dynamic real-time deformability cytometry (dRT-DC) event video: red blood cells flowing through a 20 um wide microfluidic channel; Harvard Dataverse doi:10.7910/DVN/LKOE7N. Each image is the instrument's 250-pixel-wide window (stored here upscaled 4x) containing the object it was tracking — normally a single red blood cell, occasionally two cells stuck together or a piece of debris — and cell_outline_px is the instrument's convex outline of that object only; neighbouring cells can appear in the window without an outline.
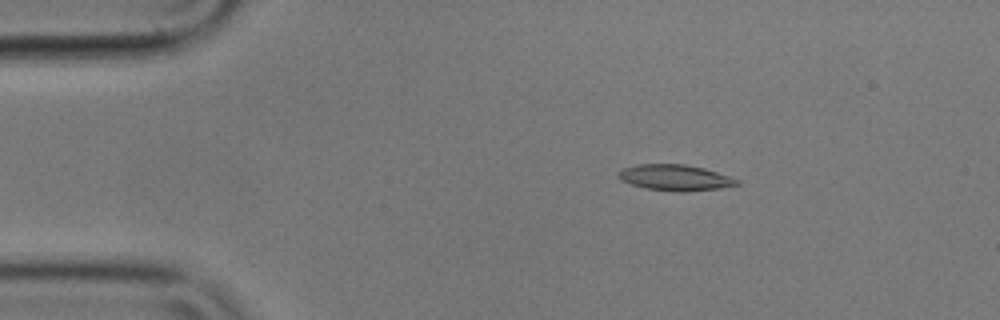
{"species": "common noctule bat (a hibernating species)", "species_latin": "Nyctalus noctula", "temperature_condition": "cold", "stored_images_in_passage": 3, "camera_frame_rate_fps": 3000, "um_per_image_px": 0.085, "animal": {"sex": "male", "body_mass_g": 17.9}, "frame": {"image": 1, "passage_image": 2, "time_ms": 0.333, "image_size_px": [1000, 320], "cell_outline_px": [[740, 184], [720, 188], [684, 192], [676, 192], [644, 188], [620, 180], [616, 176], [624, 168], [640, 164], [684, 164], [704, 168], [740, 180]], "centroid_in_image_um": [57.39, 15.11], "position_along_channel_um": 27.6, "area_um2": 17.86}}